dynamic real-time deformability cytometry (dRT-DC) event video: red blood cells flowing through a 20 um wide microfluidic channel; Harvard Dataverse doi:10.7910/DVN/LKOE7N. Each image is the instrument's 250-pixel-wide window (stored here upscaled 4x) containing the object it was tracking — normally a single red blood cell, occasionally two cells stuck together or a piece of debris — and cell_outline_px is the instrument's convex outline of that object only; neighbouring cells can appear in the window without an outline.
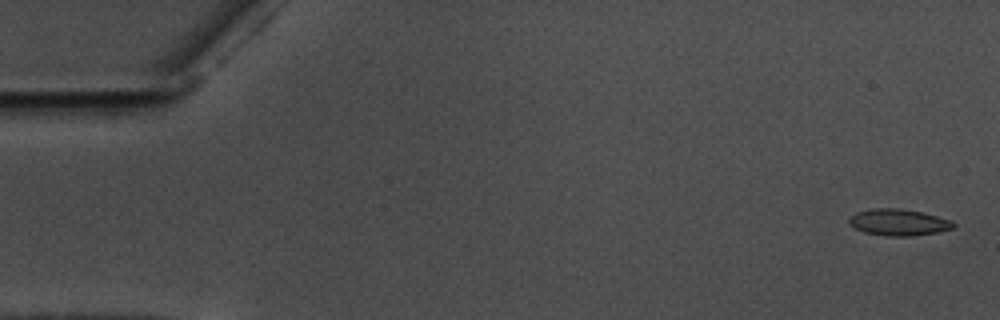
{"species": "common noctule bat (a hibernating species)", "species_latin": "Nyctalus noctula", "temperature_condition": "warm", "stored_images_in_passage": 57, "camera_frame_rate_fps": 3000, "um_per_image_px": 0.085, "animal": {"sex": "male", "body_mass_g": 17.5, "forearm_length_mm": 52.3}, "frame": {"image": 1, "passage_image": 1, "time_ms": 0.0, "image_size_px": [1000, 320], "cell_outline_px": [[956, 228], [936, 232], [912, 236], [888, 236], [864, 232], [848, 224], [848, 220], [856, 212], [872, 208], [900, 208], [924, 212], [952, 220], [956, 224]], "centroid_in_image_um": [76.41, 18.89], "position_along_channel_um": 8.6, "area_um2": 16.3}}
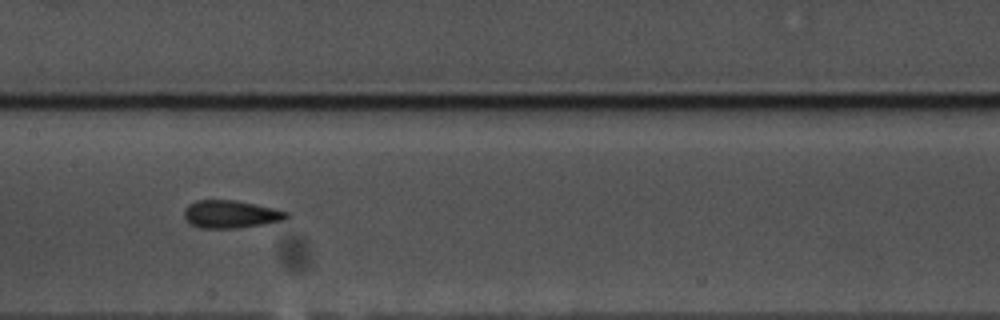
{"frame": {"image": 2, "passage_image": 28, "time_ms": 9.0, "image_size_px": [1000, 320], "cell_outline_px": [[288, 216], [284, 220], [264, 224], [240, 228], [200, 228], [192, 224], [184, 216], [184, 208], [188, 204], [196, 200], [236, 200], [272, 208], [288, 212]], "centroid_in_image_um": [19.59, 18.21], "position_along_channel_um": 187.8, "area_um2": 16.47}}
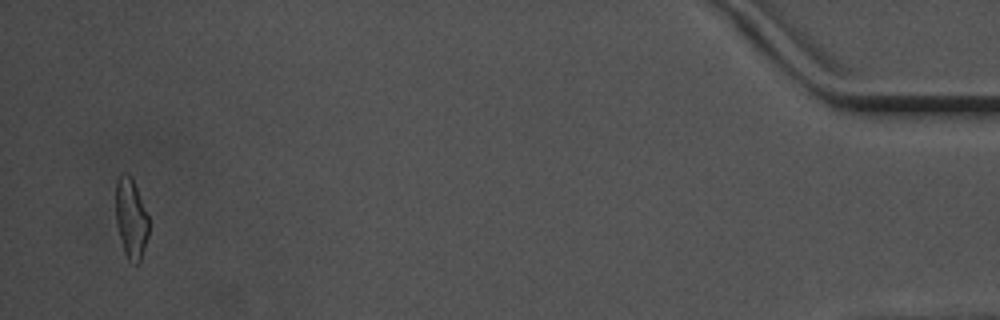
{"frame": {"image": 3, "passage_image": 55, "time_ms": 18.0, "image_size_px": [1000, 320], "cell_outline_px": [[148, 236], [140, 264], [136, 264], [128, 260], [124, 252], [116, 220], [116, 180], [120, 176], [132, 176], [148, 216]], "centroid_in_image_um": [11.15, 18.62], "position_along_channel_um": 424.0, "area_um2": 15.2}, "authors_computed_cell_mechanics": {"area_um2": 16.0106, "velocity_mm_per_s": 3.5819, "shape_relaxation_time_tau1_ms": 5.2996, "shape_relaxation_time_tau2_ms": 1.6042, "deformation_change_tau1": 0.1512, "deformation_change_tau2": 0.0822}}